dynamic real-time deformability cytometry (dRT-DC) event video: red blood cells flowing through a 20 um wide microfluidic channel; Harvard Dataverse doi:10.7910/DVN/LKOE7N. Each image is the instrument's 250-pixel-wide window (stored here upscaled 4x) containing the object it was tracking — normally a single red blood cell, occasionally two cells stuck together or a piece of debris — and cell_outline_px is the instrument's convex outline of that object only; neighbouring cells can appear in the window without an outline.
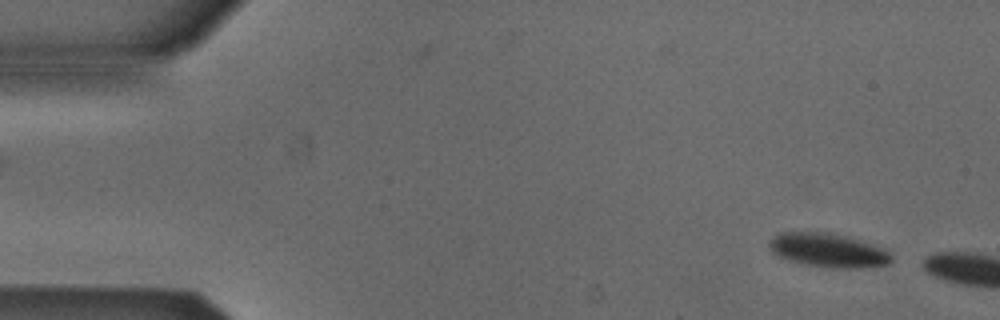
{"species": "Egyptian fruit bat (a non-hibernating species)", "species_latin": "Rousettus aegyptiacus", "temperature_condition": "cold", "stored_images_in_passage": 4, "camera_frame_rate_fps": 3000, "um_per_image_px": 0.085, "animal": {"sex": "male"}, "frame": {"image": 1, "passage_image": 1, "time_ms": 0.0, "image_size_px": [1000, 320], "cell_outline_px": [[892, 260], [888, 264], [860, 268], [824, 268], [804, 264], [788, 260], [772, 252], [768, 248], [768, 240], [772, 236], [780, 232], [828, 232], [844, 236], [884, 248], [892, 256]], "centroid_in_image_um": [70.34, 21.28], "position_along_channel_um": 14.7, "area_um2": 24.22}}